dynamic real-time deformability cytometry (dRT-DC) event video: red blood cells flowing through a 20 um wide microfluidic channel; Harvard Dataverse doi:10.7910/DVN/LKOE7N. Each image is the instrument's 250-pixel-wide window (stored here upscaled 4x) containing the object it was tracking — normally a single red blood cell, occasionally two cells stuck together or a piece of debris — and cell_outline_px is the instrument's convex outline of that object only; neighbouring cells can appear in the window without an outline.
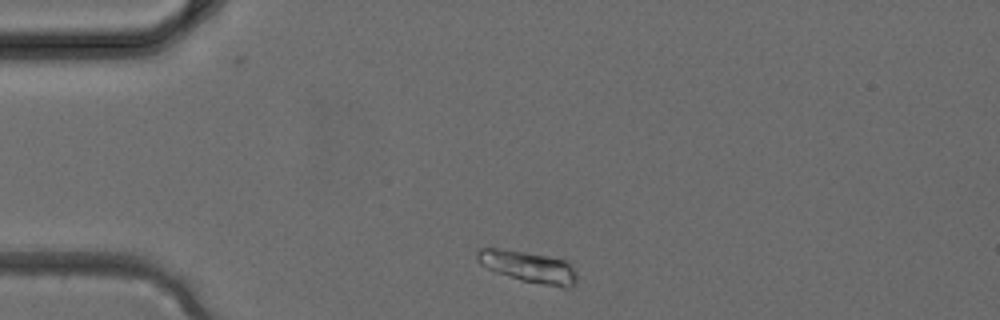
{"species": "common noctule bat (a hibernating species)", "species_latin": "Nyctalus noctula", "temperature_condition": "cold", "stored_images_in_passage": 2, "camera_frame_rate_fps": 3000, "um_per_image_px": 0.085, "animal": {"sex": "female", "body_mass_g": 24.6, "forearm_length_mm": 56.2}, "frame": {"image": 1, "passage_image": 1, "time_ms": 0.0, "image_size_px": [1000, 320], "cell_outline_px": [[576, 284], [572, 288], [564, 288], [524, 280], [496, 272], [480, 264], [476, 260], [476, 252], [480, 248], [500, 248], [524, 252], [564, 260], [572, 268], [576, 276]], "centroid_in_image_um": [44.88, 22.67], "position_along_channel_um": 40.1, "area_um2": 17.86}}